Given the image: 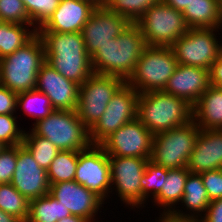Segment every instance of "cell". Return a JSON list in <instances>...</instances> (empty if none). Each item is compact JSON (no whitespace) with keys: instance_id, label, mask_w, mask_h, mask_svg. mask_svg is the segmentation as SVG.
Returning <instances> with one entry per match:
<instances>
[{"instance_id":"10","label":"cell","mask_w":222,"mask_h":222,"mask_svg":"<svg viewBox=\"0 0 222 222\" xmlns=\"http://www.w3.org/2000/svg\"><path fill=\"white\" fill-rule=\"evenodd\" d=\"M125 82L121 77L93 73L80 85L76 112L89 130L104 114L107 104Z\"/></svg>"},{"instance_id":"15","label":"cell","mask_w":222,"mask_h":222,"mask_svg":"<svg viewBox=\"0 0 222 222\" xmlns=\"http://www.w3.org/2000/svg\"><path fill=\"white\" fill-rule=\"evenodd\" d=\"M130 23L105 6L97 7L81 31L87 54L91 57L98 48L119 36Z\"/></svg>"},{"instance_id":"7","label":"cell","mask_w":222,"mask_h":222,"mask_svg":"<svg viewBox=\"0 0 222 222\" xmlns=\"http://www.w3.org/2000/svg\"><path fill=\"white\" fill-rule=\"evenodd\" d=\"M135 23L147 46L170 47L189 30L182 12L162 0L150 6Z\"/></svg>"},{"instance_id":"24","label":"cell","mask_w":222,"mask_h":222,"mask_svg":"<svg viewBox=\"0 0 222 222\" xmlns=\"http://www.w3.org/2000/svg\"><path fill=\"white\" fill-rule=\"evenodd\" d=\"M190 172L186 167L179 169H167V178L164 180L160 192L153 198V201L163 212L164 216H169L179 202L182 201L184 186Z\"/></svg>"},{"instance_id":"21","label":"cell","mask_w":222,"mask_h":222,"mask_svg":"<svg viewBox=\"0 0 222 222\" xmlns=\"http://www.w3.org/2000/svg\"><path fill=\"white\" fill-rule=\"evenodd\" d=\"M190 173L222 169V129H201L189 157Z\"/></svg>"},{"instance_id":"32","label":"cell","mask_w":222,"mask_h":222,"mask_svg":"<svg viewBox=\"0 0 222 222\" xmlns=\"http://www.w3.org/2000/svg\"><path fill=\"white\" fill-rule=\"evenodd\" d=\"M166 178H167V168L154 164L149 160L145 166V172L140 180L141 208L145 207L144 204L145 202L147 203L149 197L150 199L154 198L160 192L164 180H166Z\"/></svg>"},{"instance_id":"45","label":"cell","mask_w":222,"mask_h":222,"mask_svg":"<svg viewBox=\"0 0 222 222\" xmlns=\"http://www.w3.org/2000/svg\"><path fill=\"white\" fill-rule=\"evenodd\" d=\"M158 222H199V221H189V220H177L173 219L170 216L160 215Z\"/></svg>"},{"instance_id":"29","label":"cell","mask_w":222,"mask_h":222,"mask_svg":"<svg viewBox=\"0 0 222 222\" xmlns=\"http://www.w3.org/2000/svg\"><path fill=\"white\" fill-rule=\"evenodd\" d=\"M78 162V151L60 150L47 169L49 184L73 181Z\"/></svg>"},{"instance_id":"23","label":"cell","mask_w":222,"mask_h":222,"mask_svg":"<svg viewBox=\"0 0 222 222\" xmlns=\"http://www.w3.org/2000/svg\"><path fill=\"white\" fill-rule=\"evenodd\" d=\"M193 121L200 129H222V88L209 86L193 105Z\"/></svg>"},{"instance_id":"47","label":"cell","mask_w":222,"mask_h":222,"mask_svg":"<svg viewBox=\"0 0 222 222\" xmlns=\"http://www.w3.org/2000/svg\"><path fill=\"white\" fill-rule=\"evenodd\" d=\"M220 7H221V27H222V0H220Z\"/></svg>"},{"instance_id":"43","label":"cell","mask_w":222,"mask_h":222,"mask_svg":"<svg viewBox=\"0 0 222 222\" xmlns=\"http://www.w3.org/2000/svg\"><path fill=\"white\" fill-rule=\"evenodd\" d=\"M0 222H22V221L17 217L8 214L0 209Z\"/></svg>"},{"instance_id":"6","label":"cell","mask_w":222,"mask_h":222,"mask_svg":"<svg viewBox=\"0 0 222 222\" xmlns=\"http://www.w3.org/2000/svg\"><path fill=\"white\" fill-rule=\"evenodd\" d=\"M177 65L171 47L147 46L126 82L139 94L162 91Z\"/></svg>"},{"instance_id":"25","label":"cell","mask_w":222,"mask_h":222,"mask_svg":"<svg viewBox=\"0 0 222 222\" xmlns=\"http://www.w3.org/2000/svg\"><path fill=\"white\" fill-rule=\"evenodd\" d=\"M182 14L189 28H221L220 0H192Z\"/></svg>"},{"instance_id":"31","label":"cell","mask_w":222,"mask_h":222,"mask_svg":"<svg viewBox=\"0 0 222 222\" xmlns=\"http://www.w3.org/2000/svg\"><path fill=\"white\" fill-rule=\"evenodd\" d=\"M0 209L26 222L29 215V200L11 183H2L0 184Z\"/></svg>"},{"instance_id":"27","label":"cell","mask_w":222,"mask_h":222,"mask_svg":"<svg viewBox=\"0 0 222 222\" xmlns=\"http://www.w3.org/2000/svg\"><path fill=\"white\" fill-rule=\"evenodd\" d=\"M71 215L50 193L29 201V215L26 222H57Z\"/></svg>"},{"instance_id":"30","label":"cell","mask_w":222,"mask_h":222,"mask_svg":"<svg viewBox=\"0 0 222 222\" xmlns=\"http://www.w3.org/2000/svg\"><path fill=\"white\" fill-rule=\"evenodd\" d=\"M22 145L31 153L33 158L47 170L60 150L47 138L25 131Z\"/></svg>"},{"instance_id":"37","label":"cell","mask_w":222,"mask_h":222,"mask_svg":"<svg viewBox=\"0 0 222 222\" xmlns=\"http://www.w3.org/2000/svg\"><path fill=\"white\" fill-rule=\"evenodd\" d=\"M17 162V146H4L0 151V184L10 183Z\"/></svg>"},{"instance_id":"18","label":"cell","mask_w":222,"mask_h":222,"mask_svg":"<svg viewBox=\"0 0 222 222\" xmlns=\"http://www.w3.org/2000/svg\"><path fill=\"white\" fill-rule=\"evenodd\" d=\"M80 85L66 79L46 61L41 65L36 90L47 95L54 109L76 110Z\"/></svg>"},{"instance_id":"42","label":"cell","mask_w":222,"mask_h":222,"mask_svg":"<svg viewBox=\"0 0 222 222\" xmlns=\"http://www.w3.org/2000/svg\"><path fill=\"white\" fill-rule=\"evenodd\" d=\"M166 5L183 12L192 0H162Z\"/></svg>"},{"instance_id":"26","label":"cell","mask_w":222,"mask_h":222,"mask_svg":"<svg viewBox=\"0 0 222 222\" xmlns=\"http://www.w3.org/2000/svg\"><path fill=\"white\" fill-rule=\"evenodd\" d=\"M30 24L2 22L0 24V59L14 53L28 43L36 34V29Z\"/></svg>"},{"instance_id":"17","label":"cell","mask_w":222,"mask_h":222,"mask_svg":"<svg viewBox=\"0 0 222 222\" xmlns=\"http://www.w3.org/2000/svg\"><path fill=\"white\" fill-rule=\"evenodd\" d=\"M49 193L68 209L71 215L94 222L104 201L94 192L76 181H64L50 185Z\"/></svg>"},{"instance_id":"4","label":"cell","mask_w":222,"mask_h":222,"mask_svg":"<svg viewBox=\"0 0 222 222\" xmlns=\"http://www.w3.org/2000/svg\"><path fill=\"white\" fill-rule=\"evenodd\" d=\"M44 62V45L36 34L14 53L0 59V84L17 94L34 90Z\"/></svg>"},{"instance_id":"35","label":"cell","mask_w":222,"mask_h":222,"mask_svg":"<svg viewBox=\"0 0 222 222\" xmlns=\"http://www.w3.org/2000/svg\"><path fill=\"white\" fill-rule=\"evenodd\" d=\"M14 114L0 115V143L3 146H17L22 144L25 130L17 125Z\"/></svg>"},{"instance_id":"40","label":"cell","mask_w":222,"mask_h":222,"mask_svg":"<svg viewBox=\"0 0 222 222\" xmlns=\"http://www.w3.org/2000/svg\"><path fill=\"white\" fill-rule=\"evenodd\" d=\"M199 222H222V198L210 202Z\"/></svg>"},{"instance_id":"46","label":"cell","mask_w":222,"mask_h":222,"mask_svg":"<svg viewBox=\"0 0 222 222\" xmlns=\"http://www.w3.org/2000/svg\"><path fill=\"white\" fill-rule=\"evenodd\" d=\"M89 1L90 3L94 4L96 7H101L104 6L106 0H86Z\"/></svg>"},{"instance_id":"33","label":"cell","mask_w":222,"mask_h":222,"mask_svg":"<svg viewBox=\"0 0 222 222\" xmlns=\"http://www.w3.org/2000/svg\"><path fill=\"white\" fill-rule=\"evenodd\" d=\"M160 0H106L104 6L110 11L122 15L131 23L137 20L146 10Z\"/></svg>"},{"instance_id":"3","label":"cell","mask_w":222,"mask_h":222,"mask_svg":"<svg viewBox=\"0 0 222 222\" xmlns=\"http://www.w3.org/2000/svg\"><path fill=\"white\" fill-rule=\"evenodd\" d=\"M137 118L155 136L192 121L193 106L163 91H149L138 96Z\"/></svg>"},{"instance_id":"8","label":"cell","mask_w":222,"mask_h":222,"mask_svg":"<svg viewBox=\"0 0 222 222\" xmlns=\"http://www.w3.org/2000/svg\"><path fill=\"white\" fill-rule=\"evenodd\" d=\"M200 130L192 120L188 124L155 135L149 160L167 169L187 167Z\"/></svg>"},{"instance_id":"14","label":"cell","mask_w":222,"mask_h":222,"mask_svg":"<svg viewBox=\"0 0 222 222\" xmlns=\"http://www.w3.org/2000/svg\"><path fill=\"white\" fill-rule=\"evenodd\" d=\"M153 137L136 117L113 132L100 145L108 156L150 159Z\"/></svg>"},{"instance_id":"19","label":"cell","mask_w":222,"mask_h":222,"mask_svg":"<svg viewBox=\"0 0 222 222\" xmlns=\"http://www.w3.org/2000/svg\"><path fill=\"white\" fill-rule=\"evenodd\" d=\"M97 7L86 0H61L37 32H81Z\"/></svg>"},{"instance_id":"5","label":"cell","mask_w":222,"mask_h":222,"mask_svg":"<svg viewBox=\"0 0 222 222\" xmlns=\"http://www.w3.org/2000/svg\"><path fill=\"white\" fill-rule=\"evenodd\" d=\"M32 126L34 135L49 139L59 150L81 151L91 145L89 129L80 120L76 110L55 109Z\"/></svg>"},{"instance_id":"41","label":"cell","mask_w":222,"mask_h":222,"mask_svg":"<svg viewBox=\"0 0 222 222\" xmlns=\"http://www.w3.org/2000/svg\"><path fill=\"white\" fill-rule=\"evenodd\" d=\"M210 85L222 88V53L214 61L210 70Z\"/></svg>"},{"instance_id":"16","label":"cell","mask_w":222,"mask_h":222,"mask_svg":"<svg viewBox=\"0 0 222 222\" xmlns=\"http://www.w3.org/2000/svg\"><path fill=\"white\" fill-rule=\"evenodd\" d=\"M10 183L29 201L50 191L47 170L39 166L22 144L17 145V162Z\"/></svg>"},{"instance_id":"20","label":"cell","mask_w":222,"mask_h":222,"mask_svg":"<svg viewBox=\"0 0 222 222\" xmlns=\"http://www.w3.org/2000/svg\"><path fill=\"white\" fill-rule=\"evenodd\" d=\"M209 86L208 69L178 64L162 91L185 99L193 106Z\"/></svg>"},{"instance_id":"48","label":"cell","mask_w":222,"mask_h":222,"mask_svg":"<svg viewBox=\"0 0 222 222\" xmlns=\"http://www.w3.org/2000/svg\"><path fill=\"white\" fill-rule=\"evenodd\" d=\"M3 147H4V146L0 143V151L3 149Z\"/></svg>"},{"instance_id":"28","label":"cell","mask_w":222,"mask_h":222,"mask_svg":"<svg viewBox=\"0 0 222 222\" xmlns=\"http://www.w3.org/2000/svg\"><path fill=\"white\" fill-rule=\"evenodd\" d=\"M18 109L20 111L23 109L22 112L24 111L28 116L34 118L33 124L46 118L55 110L47 95L36 89L18 93L17 111Z\"/></svg>"},{"instance_id":"34","label":"cell","mask_w":222,"mask_h":222,"mask_svg":"<svg viewBox=\"0 0 222 222\" xmlns=\"http://www.w3.org/2000/svg\"><path fill=\"white\" fill-rule=\"evenodd\" d=\"M33 28L38 30L56 10L61 0H22Z\"/></svg>"},{"instance_id":"44","label":"cell","mask_w":222,"mask_h":222,"mask_svg":"<svg viewBox=\"0 0 222 222\" xmlns=\"http://www.w3.org/2000/svg\"><path fill=\"white\" fill-rule=\"evenodd\" d=\"M57 222H90V221L79 216L69 215L66 218L58 220Z\"/></svg>"},{"instance_id":"13","label":"cell","mask_w":222,"mask_h":222,"mask_svg":"<svg viewBox=\"0 0 222 222\" xmlns=\"http://www.w3.org/2000/svg\"><path fill=\"white\" fill-rule=\"evenodd\" d=\"M148 161V158L109 156L111 193L115 190L122 203L132 210L141 207L140 180Z\"/></svg>"},{"instance_id":"36","label":"cell","mask_w":222,"mask_h":222,"mask_svg":"<svg viewBox=\"0 0 222 222\" xmlns=\"http://www.w3.org/2000/svg\"><path fill=\"white\" fill-rule=\"evenodd\" d=\"M0 19L2 22L33 26L22 0H0Z\"/></svg>"},{"instance_id":"1","label":"cell","mask_w":222,"mask_h":222,"mask_svg":"<svg viewBox=\"0 0 222 222\" xmlns=\"http://www.w3.org/2000/svg\"><path fill=\"white\" fill-rule=\"evenodd\" d=\"M37 34L44 45L45 61L63 77L82 85L93 74L81 32Z\"/></svg>"},{"instance_id":"22","label":"cell","mask_w":222,"mask_h":222,"mask_svg":"<svg viewBox=\"0 0 222 222\" xmlns=\"http://www.w3.org/2000/svg\"><path fill=\"white\" fill-rule=\"evenodd\" d=\"M210 202L201 174L189 173L180 202L189 212L176 208L169 216L177 220L199 221L202 215L204 216Z\"/></svg>"},{"instance_id":"12","label":"cell","mask_w":222,"mask_h":222,"mask_svg":"<svg viewBox=\"0 0 222 222\" xmlns=\"http://www.w3.org/2000/svg\"><path fill=\"white\" fill-rule=\"evenodd\" d=\"M74 181L98 195L104 202L111 190L109 156L99 144L78 151Z\"/></svg>"},{"instance_id":"11","label":"cell","mask_w":222,"mask_h":222,"mask_svg":"<svg viewBox=\"0 0 222 222\" xmlns=\"http://www.w3.org/2000/svg\"><path fill=\"white\" fill-rule=\"evenodd\" d=\"M139 93L125 82L107 104L104 114L89 130L91 144H101L108 136L137 117Z\"/></svg>"},{"instance_id":"39","label":"cell","mask_w":222,"mask_h":222,"mask_svg":"<svg viewBox=\"0 0 222 222\" xmlns=\"http://www.w3.org/2000/svg\"><path fill=\"white\" fill-rule=\"evenodd\" d=\"M18 94L0 84V115L15 114Z\"/></svg>"},{"instance_id":"2","label":"cell","mask_w":222,"mask_h":222,"mask_svg":"<svg viewBox=\"0 0 222 222\" xmlns=\"http://www.w3.org/2000/svg\"><path fill=\"white\" fill-rule=\"evenodd\" d=\"M146 47L139 26L130 23L119 36L98 48L90 57L93 73L117 76L127 81Z\"/></svg>"},{"instance_id":"9","label":"cell","mask_w":222,"mask_h":222,"mask_svg":"<svg viewBox=\"0 0 222 222\" xmlns=\"http://www.w3.org/2000/svg\"><path fill=\"white\" fill-rule=\"evenodd\" d=\"M222 28H189L170 47L178 64L206 68L210 70L214 61L222 53V41L216 32Z\"/></svg>"},{"instance_id":"38","label":"cell","mask_w":222,"mask_h":222,"mask_svg":"<svg viewBox=\"0 0 222 222\" xmlns=\"http://www.w3.org/2000/svg\"><path fill=\"white\" fill-rule=\"evenodd\" d=\"M201 178L210 201L222 198V169L203 172Z\"/></svg>"}]
</instances>
